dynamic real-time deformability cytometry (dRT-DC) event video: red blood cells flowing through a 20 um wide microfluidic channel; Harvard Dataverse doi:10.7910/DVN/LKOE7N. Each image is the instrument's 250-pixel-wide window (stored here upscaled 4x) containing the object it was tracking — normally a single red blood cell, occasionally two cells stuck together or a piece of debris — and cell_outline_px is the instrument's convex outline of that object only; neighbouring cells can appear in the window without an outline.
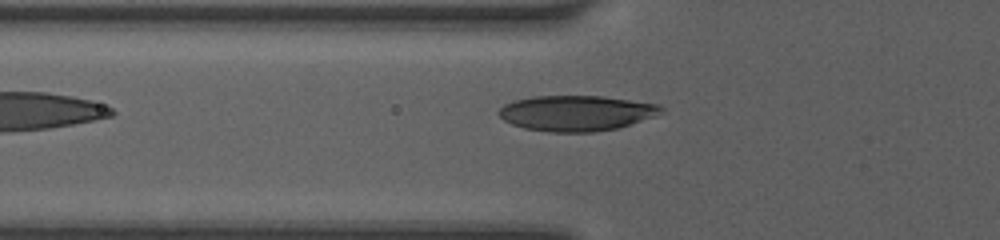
{"species": "human", "species_latin": "Homo sapiens", "temperature_condition": "room temperature", "stored_images_in_passage": 12, "camera_frame_rate_fps": 3000, "um_per_image_px": 0.085, "donor": {"sex": "female"}, "frame": {"image": 1, "passage_image": 12, "time_ms": 6.0, "image_size_px": [1000, 240], "cell_outline_px": [[664, 112], [616, 128], [592, 132], [548, 132], [524, 128], [512, 124], [504, 120], [496, 112], [504, 104], [512, 100], [532, 96], [604, 96], [660, 104], [664, 108]], "centroid_in_image_um": [48.94, 9.6], "position_along_channel_um": 76.9, "area_um2": 33.58}}